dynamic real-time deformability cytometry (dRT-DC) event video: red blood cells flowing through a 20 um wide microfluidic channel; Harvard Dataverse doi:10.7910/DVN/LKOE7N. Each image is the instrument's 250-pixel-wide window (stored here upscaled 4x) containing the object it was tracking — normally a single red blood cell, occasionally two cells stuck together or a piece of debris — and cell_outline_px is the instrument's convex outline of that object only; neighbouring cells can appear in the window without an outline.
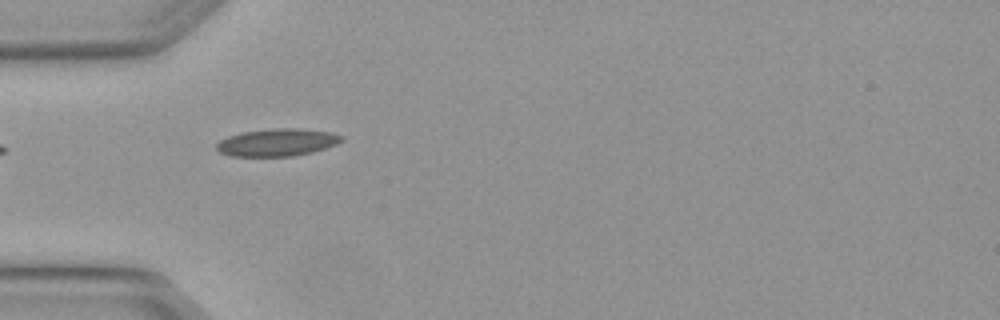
{"species": "Egyptian fruit bat (a non-hibernating species)", "species_latin": "Rousettus aegyptiacus", "temperature_condition": "warm", "stored_images_in_passage": 7, "segment_of_instrument_passage": [2, 2], "camera_frame_rate_fps": 3000, "um_per_image_px": 0.085, "animal": {"sex": "female"}, "frame": {"image": 1, "passage_image": 5, "time_ms": 1.333, "image_size_px": [1000, 320], "cell_outline_px": [[344, 140], [336, 144], [312, 152], [292, 156], [232, 156], [220, 152], [216, 148], [216, 144], [220, 140], [228, 136], [240, 132], [276, 128], [296, 128], [332, 132], [344, 136]], "centroid_in_image_um": [23.57, 12.09], "position_along_channel_um": 61.4, "area_um2": 20.0}}
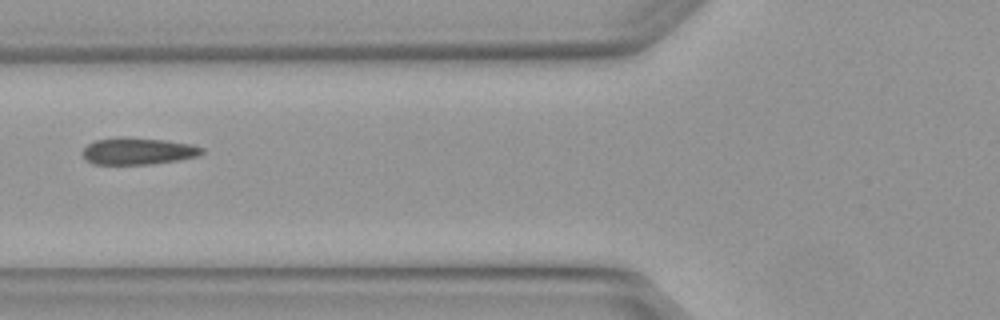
{"frame": {"image": 2, "passage_image": 6, "time_ms": 1.667, "image_size_px": [1000, 320], "cell_outline_px": [[204, 152], [200, 156], [180, 160], [152, 164], [92, 164], [80, 152], [88, 144], [96, 140], [124, 136], [128, 136], [164, 140], [192, 144], [204, 148]], "centroid_in_image_um": [11.76, 12.84], "position_along_channel_um": 114.0, "area_um2": 18.96}}